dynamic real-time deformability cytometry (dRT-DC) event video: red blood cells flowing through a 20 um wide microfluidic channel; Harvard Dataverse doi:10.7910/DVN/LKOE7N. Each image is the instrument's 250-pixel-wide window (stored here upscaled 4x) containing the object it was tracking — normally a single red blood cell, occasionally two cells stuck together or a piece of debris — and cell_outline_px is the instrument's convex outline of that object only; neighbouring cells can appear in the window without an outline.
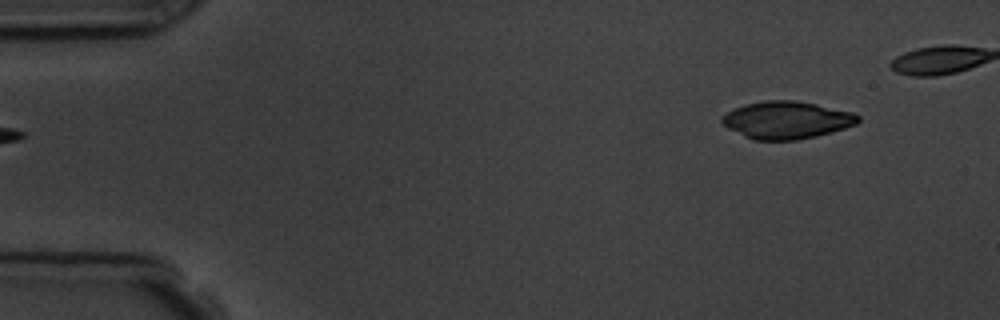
{"species": "common noctule bat (a hibernating species)", "species_latin": "Nyctalus noctula", "temperature_condition": "room temperature", "stored_images_in_passage": 5, "segment_of_instrument_passage": [2, 2], "camera_frame_rate_fps": 3000, "um_per_image_px": 0.085, "animal": {"sex": "male", "body_mass_g": 19.5, "forearm_length_mm": 54.6}, "frame": {"image": 1, "passage_image": 5, "time_ms": 5.667, "image_size_px": [1000, 320], "cell_outline_px": [[860, 120], [856, 124], [844, 128], [816, 136], [796, 140], [752, 140], [728, 128], [720, 120], [728, 112], [744, 104], [764, 100], [796, 100], [816, 104], [852, 112], [860, 116]], "centroid_in_image_um": [66.87, 10.2], "position_along_channel_um": 18.1, "area_um2": 29.54}}